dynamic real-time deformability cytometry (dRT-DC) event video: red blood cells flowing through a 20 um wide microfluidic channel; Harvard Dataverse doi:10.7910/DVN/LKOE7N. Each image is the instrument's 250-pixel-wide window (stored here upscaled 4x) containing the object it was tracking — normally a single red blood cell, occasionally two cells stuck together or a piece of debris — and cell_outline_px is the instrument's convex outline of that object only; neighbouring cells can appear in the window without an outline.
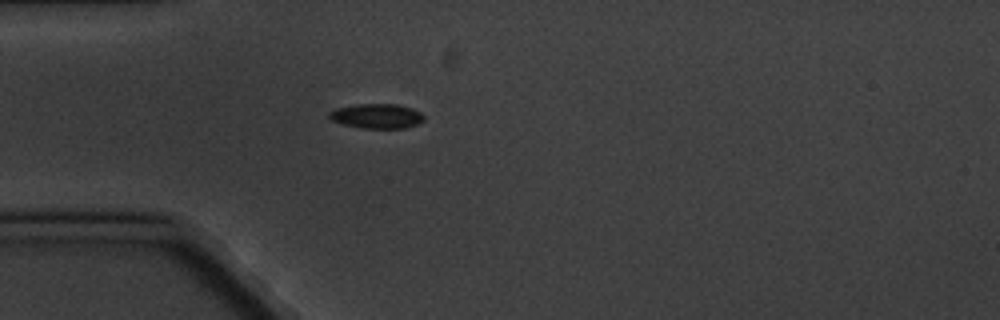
{"species": "common noctule bat (a hibernating species)", "species_latin": "Nyctalus noctula", "temperature_condition": "cold", "stored_images_in_passage": 1, "camera_frame_rate_fps": 3000, "um_per_image_px": 0.085, "animal": {"sex": "male", "body_mass_g": 20.1, "forearm_length_mm": 53.5}, "frame": {"image": 1, "passage_image": 1, "time_ms": 0.0, "image_size_px": [1000, 320], "cell_outline_px": [[424, 120], [416, 124], [404, 128], [360, 128], [344, 124], [332, 120], [328, 116], [328, 112], [336, 108], [356, 104], [396, 104], [412, 108], [420, 112], [424, 116]], "centroid_in_image_um": [32.01, 9.86], "position_along_channel_um": 53.0, "area_um2": 13.58}}